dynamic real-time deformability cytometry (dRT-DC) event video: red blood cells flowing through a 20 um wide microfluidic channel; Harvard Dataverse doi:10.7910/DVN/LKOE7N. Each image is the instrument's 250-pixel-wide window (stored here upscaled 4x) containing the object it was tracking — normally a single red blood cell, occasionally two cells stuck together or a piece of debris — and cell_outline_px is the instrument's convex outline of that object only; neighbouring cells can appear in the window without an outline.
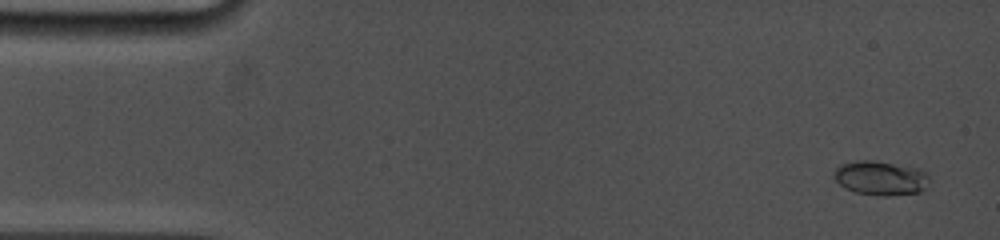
{"species": "common noctule bat (a hibernating species)", "species_latin": "Nyctalus noctula", "temperature_condition": "cold", "stored_images_in_passage": 70, "camera_frame_rate_fps": 5000, "um_per_image_px": 0.085, "animal": {"sex": "female", "body_mass_g": 19.0, "forearm_length_mm": 53.3}, "frame": {"image": 1, "passage_image": 2, "time_ms": 0.4, "image_size_px": [1000, 240], "cell_outline_px": [[928, 188], [920, 192], [888, 196], [876, 196], [856, 192], [844, 188], [836, 180], [836, 168], [840, 164], [856, 160], [872, 160], [920, 168], [928, 172]], "centroid_in_image_um": [74.91, 15.14], "position_along_channel_um": 10.1, "area_um2": 19.25}}
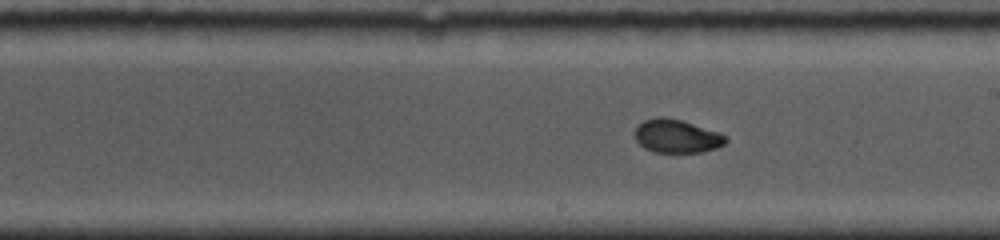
{"frame": {"image": 2, "passage_image": 34, "time_ms": 9.2, "image_size_px": [1000, 240], "cell_outline_px": [[728, 140], [724, 144], [716, 148], [700, 152], [656, 152], [644, 148], [636, 140], [632, 132], [644, 120], [656, 116], [660, 116], [680, 120], [720, 132], [728, 136]], "centroid_in_image_um": [57.52, 11.57], "position_along_channel_um": 231.5, "area_um2": 17.74}}
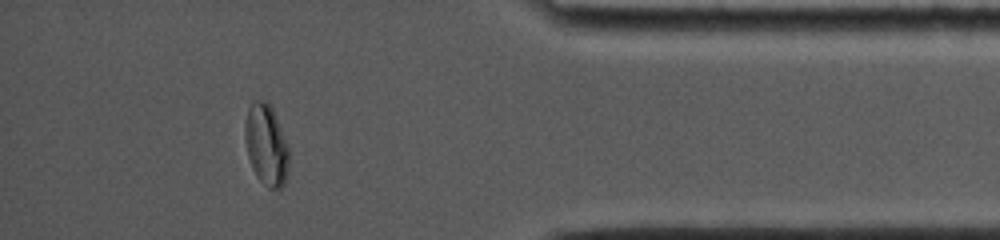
{"frame": {"image": 3, "passage_image": 61, "time_ms": 14.4, "image_size_px": [1000, 240], "cell_outline_px": [[288, 168], [284, 184], [280, 188], [268, 188], [256, 176], [252, 168], [248, 156], [244, 140], [244, 124], [248, 108], [252, 100], [264, 100], [272, 108], [288, 148]], "centroid_in_image_um": [22.59, 12.31], "position_along_channel_um": 412.6, "area_um2": 20.63}, "authors_computed_cell_mechanics": {"area_um2": 17.9469, "velocity_mm_per_s": 3.8417, "shape_relaxation_time_tau1_ms": 5.6563, "shape_relaxation_time_tau2_ms": 0.7813, "deformation_change_tau1": 0.1831, "deformation_change_tau2": 0.0341}}